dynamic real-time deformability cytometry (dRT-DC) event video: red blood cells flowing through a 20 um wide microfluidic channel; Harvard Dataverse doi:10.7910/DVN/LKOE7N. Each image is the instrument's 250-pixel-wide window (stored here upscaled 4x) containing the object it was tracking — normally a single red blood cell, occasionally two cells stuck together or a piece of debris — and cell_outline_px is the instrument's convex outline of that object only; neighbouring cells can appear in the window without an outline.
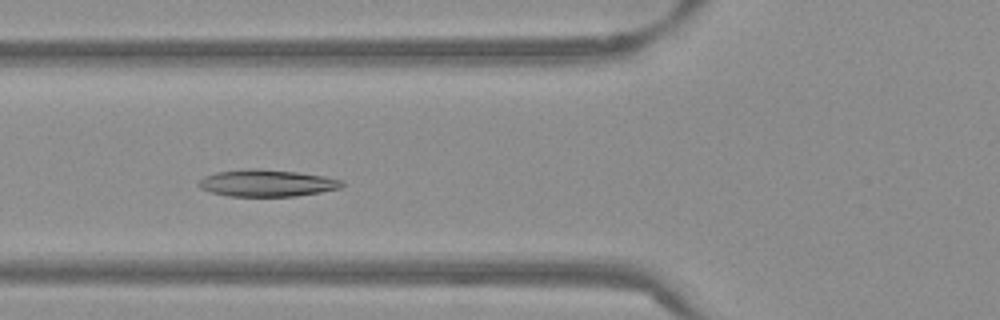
{"species": "Egyptian fruit bat (a non-hibernating species)", "species_latin": "Rousettus aegyptiacus", "temperature_condition": "warm", "stored_images_in_passage": 40, "camera_frame_rate_fps": 3000, "um_per_image_px": 0.085, "frame": {"image": 1, "passage_image": 7, "time_ms": 2.0, "image_size_px": [1000, 320], "cell_outline_px": [[344, 184], [340, 188], [320, 192], [296, 196], [228, 196], [212, 192], [200, 188], [196, 184], [196, 180], [204, 176], [216, 172], [248, 168], [260, 168], [296, 172], [324, 176], [344, 180]], "centroid_in_image_um": [22.65, 15.55], "position_along_channel_um": 103.2, "area_um2": 22.66}}
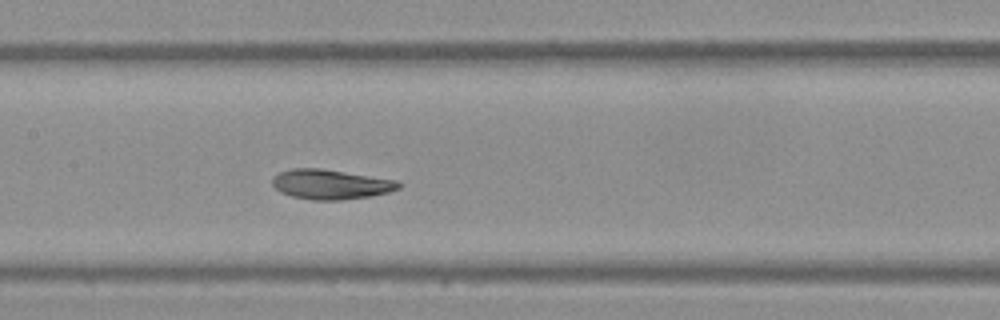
{"frame": {"image": 2, "passage_image": 13, "time_ms": 4.0, "image_size_px": [1000, 320], "cell_outline_px": [[404, 184], [400, 188], [388, 192], [368, 196], [340, 200], [312, 200], [292, 196], [280, 192], [272, 184], [272, 180], [280, 172], [292, 168], [320, 168], [400, 180]], "centroid_in_image_um": [28.16, 15.66], "position_along_channel_um": 179.2, "area_um2": 21.96}}
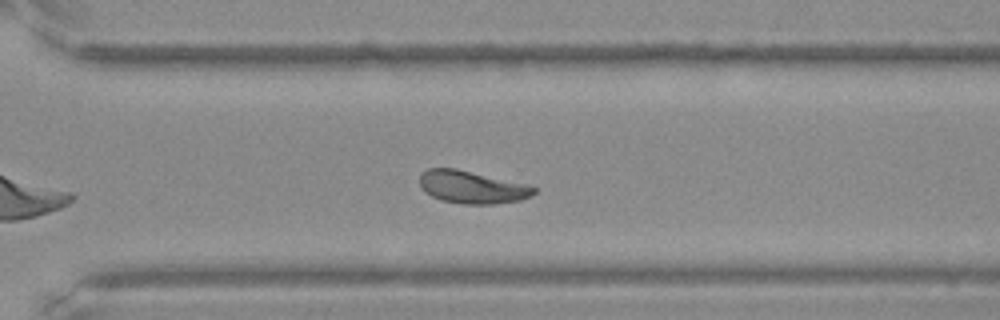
{"frame": {"image": 3, "passage_image": 25, "time_ms": 8.0, "image_size_px": [1000, 320], "cell_outline_px": [[536, 192], [532, 196], [520, 200], [492, 204], [464, 204], [444, 200], [432, 196], [424, 192], [420, 188], [420, 172], [428, 168], [456, 168], [532, 184], [536, 188]], "centroid_in_image_um": [40.16, 15.89], "position_along_channel_um": 330.4, "area_um2": 22.14}, "authors_computed_cell_mechanics": {"area_um2": 21.8484, "velocity_mm_per_s": 3.7899, "shape_relaxation_time_tau1_ms": 3.7139, "shape_relaxation_time_tau2_ms": 1.207, "deformation_change_tau1": 0.1362, "deformation_change_tau2": 0.06}}